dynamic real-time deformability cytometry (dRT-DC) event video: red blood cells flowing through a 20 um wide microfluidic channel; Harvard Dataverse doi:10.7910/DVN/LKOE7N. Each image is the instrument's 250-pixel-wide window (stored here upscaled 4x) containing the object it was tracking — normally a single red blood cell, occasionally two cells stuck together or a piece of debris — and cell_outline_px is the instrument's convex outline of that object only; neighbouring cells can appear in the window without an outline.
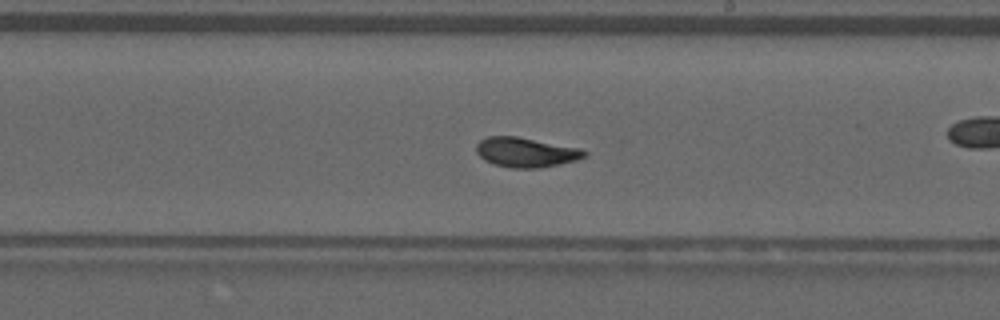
{"species": "common noctule bat (a hibernating species)", "species_latin": "Nyctalus noctula", "temperature_condition": "warm", "stored_images_in_passage": 32, "camera_frame_rate_fps": 3000, "um_per_image_px": 0.085, "animal": {"sex": "male", "forearm_length_mm": 52.5}, "frame": {"image": 1, "passage_image": 19, "time_ms": 6.0, "image_size_px": [1000, 320], "cell_outline_px": [[588, 156], [576, 160], [560, 164], [540, 168], [512, 168], [496, 164], [484, 160], [476, 152], [476, 144], [480, 140], [488, 136], [516, 136], [580, 148], [588, 152]], "centroid_in_image_um": [44.72, 12.94], "position_along_channel_um": 244.3, "area_um2": 18.73}, "authors_computed_cell_mechanics": {"area_um2": 18.4382, "velocity_mm_per_s": 3.8642, "shape_relaxation_time_tau1_ms": 4.9194, "shape_relaxation_time_tau2_ms": 1.3039, "deformation_change_tau1": 0.1807, "deformation_change_tau2": 0.0595}}